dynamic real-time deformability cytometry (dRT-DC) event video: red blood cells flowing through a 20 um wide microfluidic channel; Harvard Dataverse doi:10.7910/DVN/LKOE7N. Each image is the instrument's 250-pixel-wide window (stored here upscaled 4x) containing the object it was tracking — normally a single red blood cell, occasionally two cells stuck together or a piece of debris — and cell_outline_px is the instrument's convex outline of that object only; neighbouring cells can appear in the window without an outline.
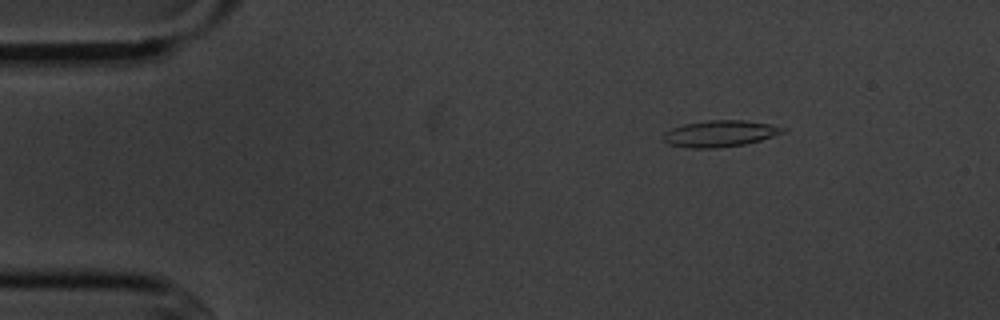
{"species": "common noctule bat (a hibernating species)", "species_latin": "Nyctalus noctula", "temperature_condition": "cold", "stored_images_in_passage": 3, "camera_frame_rate_fps": 3000, "um_per_image_px": 0.085, "animal": {"sex": "male", "body_mass_g": 20.1, "forearm_length_mm": 53.5}, "frame": {"image": 1, "passage_image": 1, "time_ms": 0.0, "image_size_px": [1000, 320], "cell_outline_px": [[788, 128], [784, 132], [760, 140], [744, 144], [716, 148], [688, 148], [668, 144], [660, 136], [664, 132], [672, 128], [684, 124], [708, 120], [744, 120], [768, 124]], "centroid_in_image_um": [61.15, 11.35], "position_along_channel_um": 23.8, "area_um2": 18.38}}